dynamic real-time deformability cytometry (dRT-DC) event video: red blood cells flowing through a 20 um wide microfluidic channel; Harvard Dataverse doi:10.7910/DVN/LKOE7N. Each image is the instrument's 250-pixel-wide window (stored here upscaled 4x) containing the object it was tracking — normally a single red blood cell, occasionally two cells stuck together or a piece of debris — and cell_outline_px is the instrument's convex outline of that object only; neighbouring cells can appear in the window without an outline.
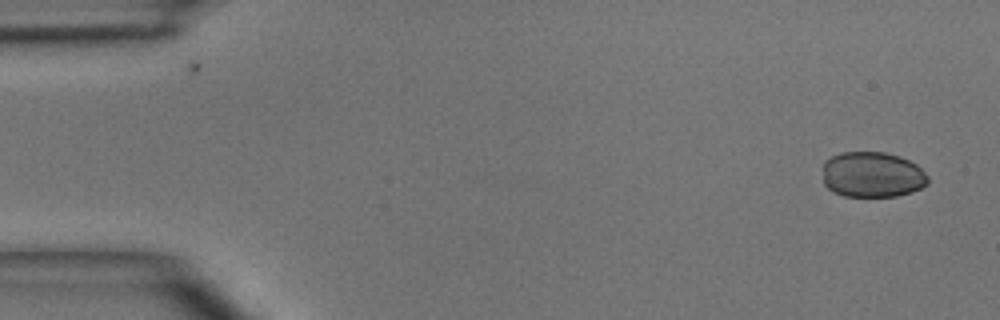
{"species": "common noctule bat (a hibernating species)", "species_latin": "Nyctalus noctula", "temperature_condition": "room temperature", "stored_images_in_passage": 5, "camera_frame_rate_fps": 3000, "um_per_image_px": 0.085, "animal": {"sex": "male", "body_mass_g": 15.6}, "frame": {"image": 1, "passage_image": 1, "time_ms": 0.0, "image_size_px": [1000, 320], "cell_outline_px": [[928, 184], [912, 192], [896, 196], [844, 196], [832, 192], [824, 184], [824, 160], [840, 152], [884, 152], [900, 156], [916, 164], [928, 176]], "centroid_in_image_um": [74.14, 14.84], "position_along_channel_um": 10.9, "area_um2": 28.09}}